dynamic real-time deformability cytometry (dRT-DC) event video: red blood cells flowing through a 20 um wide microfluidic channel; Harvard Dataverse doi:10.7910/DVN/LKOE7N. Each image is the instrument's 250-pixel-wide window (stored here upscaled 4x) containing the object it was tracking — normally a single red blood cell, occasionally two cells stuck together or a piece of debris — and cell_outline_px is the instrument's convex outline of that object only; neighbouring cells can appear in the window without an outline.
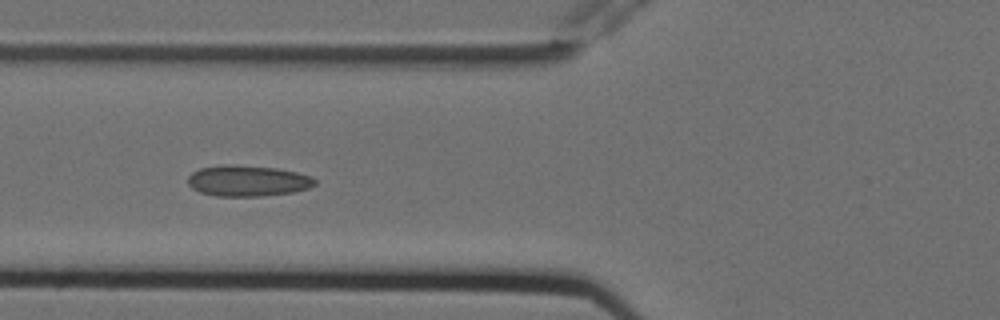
{"species": "Egyptian fruit bat (a non-hibernating species)", "species_latin": "Rousettus aegyptiacus", "temperature_condition": "cold", "stored_images_in_passage": 7, "camera_frame_rate_fps": 3000, "um_per_image_px": 0.085, "animal": {"sex": "female"}, "frame": {"image": 1, "passage_image": 7, "time_ms": 2.0, "image_size_px": [1000, 320], "cell_outline_px": [[316, 184], [308, 188], [292, 192], [260, 196], [216, 196], [200, 192], [192, 188], [188, 184], [188, 176], [192, 172], [200, 168], [228, 164], [276, 168], [296, 172], [312, 176], [316, 180]], "centroid_in_image_um": [21.04, 15.37], "position_along_channel_um": 104.8, "area_um2": 22.83}}